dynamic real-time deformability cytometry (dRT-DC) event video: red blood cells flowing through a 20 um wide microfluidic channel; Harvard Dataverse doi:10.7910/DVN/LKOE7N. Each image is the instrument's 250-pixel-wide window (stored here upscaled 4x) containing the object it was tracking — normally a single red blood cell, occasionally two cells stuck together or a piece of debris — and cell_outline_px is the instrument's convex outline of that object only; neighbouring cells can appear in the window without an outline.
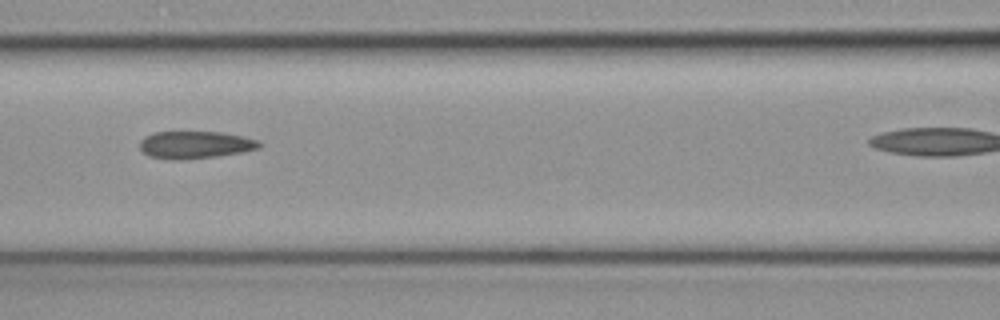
{"species": "common noctule bat (a hibernating species)", "species_latin": "Nyctalus noctula", "temperature_condition": "cold", "stored_images_in_passage": 4, "segment_of_instrument_passage": [1, 2], "camera_frame_rate_fps": 3000, "um_per_image_px": 0.085, "animal": {"sex": "female", "body_mass_g": 19.3, "forearm_length_mm": 54.1}, "frame": {"image": 1, "passage_image": 3, "time_ms": 0.667, "image_size_px": [1000, 320], "cell_outline_px": [[264, 144], [260, 148], [244, 152], [216, 156], [184, 160], [168, 160], [148, 156], [140, 148], [140, 140], [144, 136], [152, 132], [220, 132], [240, 136], [256, 140]], "centroid_in_image_um": [16.56, 12.32], "position_along_channel_um": 150.0, "area_um2": 19.25}}